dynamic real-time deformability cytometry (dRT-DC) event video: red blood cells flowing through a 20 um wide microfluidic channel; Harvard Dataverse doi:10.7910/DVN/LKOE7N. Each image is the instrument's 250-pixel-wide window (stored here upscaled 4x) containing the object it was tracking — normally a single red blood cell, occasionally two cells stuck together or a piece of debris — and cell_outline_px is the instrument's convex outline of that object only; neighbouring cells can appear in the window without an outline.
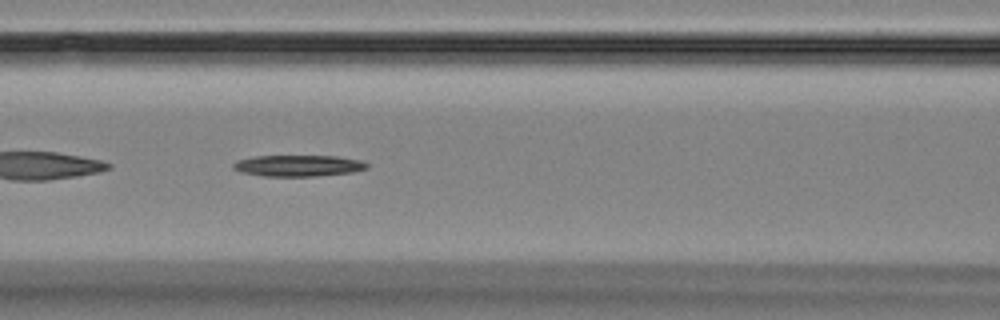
{"species": "Egyptian fruit bat (a non-hibernating species)", "species_latin": "Rousettus aegyptiacus", "temperature_condition": "room temperature", "stored_images_in_passage": 5, "camera_frame_rate_fps": 3000, "um_per_image_px": 0.085, "animal": {"sex": "female"}, "frame": {"image": 1, "passage_image": 4, "time_ms": 3.667, "image_size_px": [1000, 320], "cell_outline_px": [[368, 168], [352, 172], [316, 176], [264, 176], [240, 172], [232, 168], [232, 164], [236, 160], [256, 156], [336, 156], [360, 160], [368, 164]], "centroid_in_image_um": [25.32, 14.08], "position_along_channel_um": 141.3, "area_um2": 16.59}}